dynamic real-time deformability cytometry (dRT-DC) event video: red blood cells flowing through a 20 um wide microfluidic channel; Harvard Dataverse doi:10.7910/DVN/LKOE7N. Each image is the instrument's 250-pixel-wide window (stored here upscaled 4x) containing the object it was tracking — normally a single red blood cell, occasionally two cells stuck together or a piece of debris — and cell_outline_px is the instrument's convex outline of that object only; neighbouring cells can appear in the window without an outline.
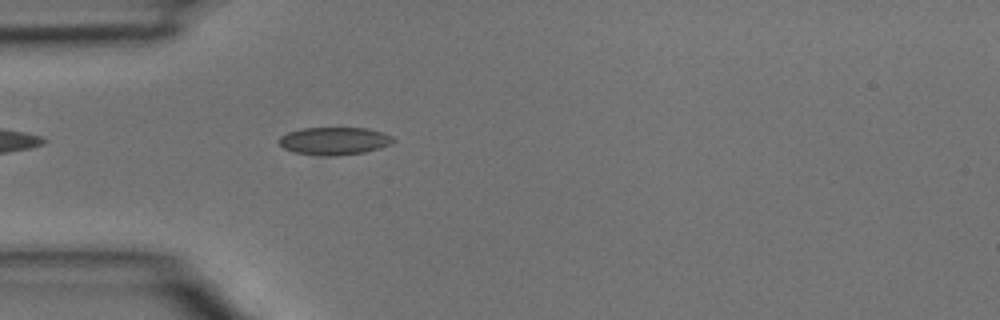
{"species": "common noctule bat (a hibernating species)", "species_latin": "Nyctalus noctula", "temperature_condition": "room temperature", "stored_images_in_passage": 4, "camera_frame_rate_fps": 3000, "um_per_image_px": 0.085, "animal": {"sex": "male", "body_mass_g": 15.6}, "frame": {"image": 1, "passage_image": 4, "time_ms": 1.0, "image_size_px": [1000, 320], "cell_outline_px": [[396, 140], [392, 144], [380, 148], [364, 152], [336, 156], [320, 156], [296, 152], [284, 148], [276, 140], [280, 136], [288, 132], [300, 128], [368, 128], [392, 136]], "centroid_in_image_um": [28.41, 11.98], "position_along_channel_um": 56.6, "area_um2": 18.55}}